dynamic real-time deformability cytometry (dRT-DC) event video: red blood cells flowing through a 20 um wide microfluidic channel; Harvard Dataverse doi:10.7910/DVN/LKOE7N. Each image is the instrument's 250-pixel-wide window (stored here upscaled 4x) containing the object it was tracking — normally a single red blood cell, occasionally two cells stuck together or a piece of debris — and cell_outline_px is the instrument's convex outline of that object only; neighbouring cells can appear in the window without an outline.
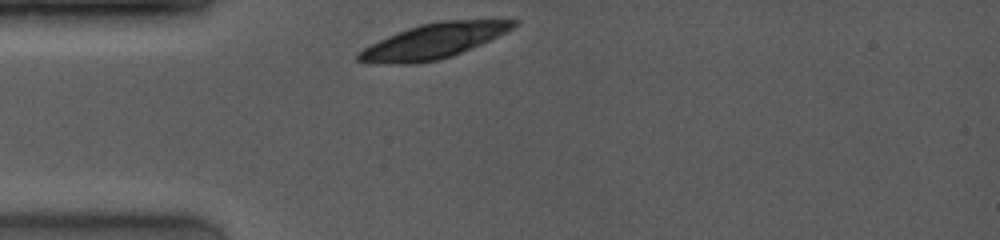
{"species": "common noctule bat (a hibernating species)", "species_latin": "Nyctalus noctula", "temperature_condition": "room temperature", "stored_images_in_passage": 2, "camera_frame_rate_fps": 4000, "um_per_image_px": 0.085, "animal": {"sex": "female", "body_mass_g": 19.0, "forearm_length_mm": 53.3}, "frame": {"image": 1, "passage_image": 1, "time_ms": 0.0, "image_size_px": [1000, 240], "cell_outline_px": [[520, 20], [512, 28], [480, 44], [452, 56], [440, 60], [416, 64], [368, 64], [356, 60], [356, 52], [388, 36], [408, 28], [420, 24], [440, 20]], "centroid_in_image_um": [36.75, 3.52], "position_along_channel_um": 48.2, "area_um2": 31.39}}